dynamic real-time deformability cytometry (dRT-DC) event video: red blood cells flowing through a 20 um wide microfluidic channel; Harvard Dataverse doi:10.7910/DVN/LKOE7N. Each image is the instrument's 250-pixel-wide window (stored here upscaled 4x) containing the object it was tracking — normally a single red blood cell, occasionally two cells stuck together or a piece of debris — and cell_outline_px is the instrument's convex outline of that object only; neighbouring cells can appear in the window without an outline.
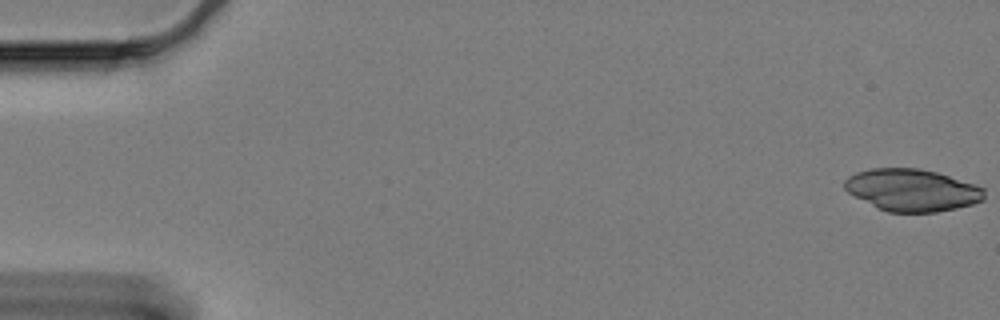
{"species": "Egyptian fruit bat (a non-hibernating species)", "species_latin": "Rousettus aegyptiacus", "temperature_condition": "cold", "stored_images_in_passage": 60, "camera_frame_rate_fps": 3000, "um_per_image_px": 0.085, "animal": {"sex": "female"}, "frame": {"image": 1, "passage_image": 1, "time_ms": 0.0, "image_size_px": [1000, 320], "cell_outline_px": [[984, 200], [972, 204], [956, 208], [936, 212], [888, 212], [848, 192], [844, 188], [844, 180], [848, 176], [856, 172], [872, 168], [920, 168], [936, 172], [976, 184], [984, 188]], "centroid_in_image_um": [77.55, 16.14], "position_along_channel_um": 7.5, "area_um2": 34.1}}